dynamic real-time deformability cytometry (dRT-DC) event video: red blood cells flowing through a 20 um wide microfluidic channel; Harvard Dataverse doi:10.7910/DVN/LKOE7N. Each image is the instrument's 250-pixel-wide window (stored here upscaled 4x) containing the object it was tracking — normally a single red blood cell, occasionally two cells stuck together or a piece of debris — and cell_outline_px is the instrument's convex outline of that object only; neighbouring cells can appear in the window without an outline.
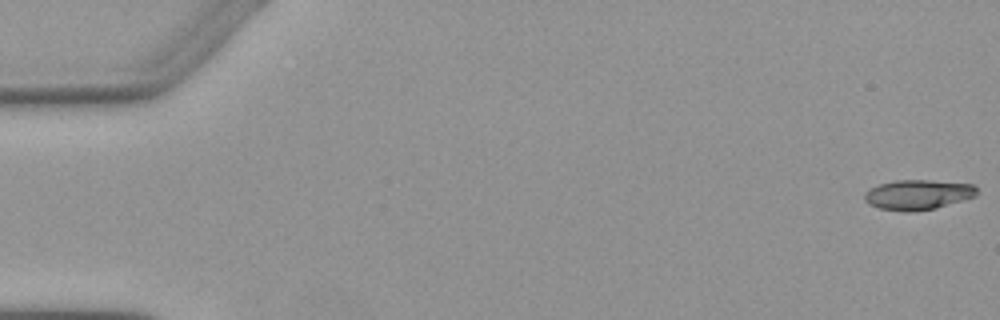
{"species": "Egyptian fruit bat (a non-hibernating species)", "species_latin": "Rousettus aegyptiacus", "temperature_condition": "warm", "stored_images_in_passage": 6, "segment_of_instrument_passage": [1, 2], "camera_frame_rate_fps": 3000, "um_per_image_px": 0.085, "animal": {"sex": "female"}, "frame": {"image": 1, "passage_image": 1, "time_ms": 0.0, "image_size_px": [1000, 320], "cell_outline_px": [[976, 196], [936, 208], [912, 212], [904, 212], [880, 208], [868, 204], [864, 200], [864, 196], [872, 188], [880, 184], [896, 180], [928, 180], [972, 184], [976, 188]], "centroid_in_image_um": [78.02, 16.56], "position_along_channel_um": 7.0, "area_um2": 19.42}}